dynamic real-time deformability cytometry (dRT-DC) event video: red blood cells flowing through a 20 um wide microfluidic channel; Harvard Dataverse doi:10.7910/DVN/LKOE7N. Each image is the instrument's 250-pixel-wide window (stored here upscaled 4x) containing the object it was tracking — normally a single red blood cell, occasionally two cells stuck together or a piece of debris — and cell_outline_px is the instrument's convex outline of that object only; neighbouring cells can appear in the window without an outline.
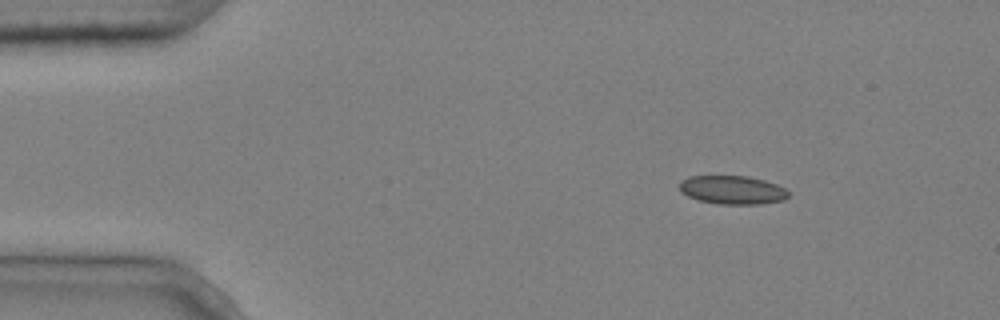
{"species": "common noctule bat (a hibernating species)", "species_latin": "Nyctalus noctula", "temperature_condition": "cold", "stored_images_in_passage": 3, "segment_of_instrument_passage": [3, 3], "camera_frame_rate_fps": 3000, "um_per_image_px": 0.085, "animal": {"sex": "male", "body_mass_g": 20.4}, "frame": {"image": 1, "passage_image": 3, "time_ms": 0.667, "image_size_px": [1000, 320], "cell_outline_px": [[788, 196], [784, 200], [760, 204], [720, 204], [700, 200], [688, 196], [680, 192], [680, 180], [688, 176], [748, 176], [764, 180], [776, 184], [784, 188], [788, 192]], "centroid_in_image_um": [62.24, 16.14], "position_along_channel_um": 22.8, "area_um2": 18.09}}